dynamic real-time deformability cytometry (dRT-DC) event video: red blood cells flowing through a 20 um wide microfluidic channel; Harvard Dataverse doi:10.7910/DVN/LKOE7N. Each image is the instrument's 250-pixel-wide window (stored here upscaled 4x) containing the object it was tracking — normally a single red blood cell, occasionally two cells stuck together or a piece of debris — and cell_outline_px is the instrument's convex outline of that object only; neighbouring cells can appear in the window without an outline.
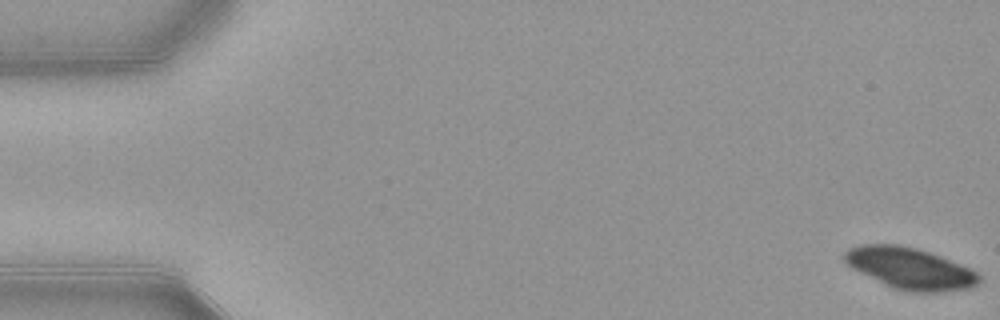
{"species": "common noctule bat (a hibernating species)", "species_latin": "Nyctalus noctula", "temperature_condition": "warm", "stored_images_in_passage": 17, "camera_frame_rate_fps": 3000, "um_per_image_px": 0.085, "animal": {"sex": "female", "body_mass_g": 21.9}, "frame": {"image": 1, "passage_image": 1, "time_ms": 0.0, "image_size_px": [1000, 320], "cell_outline_px": [[980, 284], [972, 288], [940, 292], [912, 292], [896, 288], [860, 272], [852, 268], [844, 260], [844, 252], [848, 248], [860, 244], [900, 244], [916, 248], [940, 256], [972, 268], [980, 276]], "centroid_in_image_um": [77.4, 22.8], "position_along_channel_um": 7.6, "area_um2": 32.37}}